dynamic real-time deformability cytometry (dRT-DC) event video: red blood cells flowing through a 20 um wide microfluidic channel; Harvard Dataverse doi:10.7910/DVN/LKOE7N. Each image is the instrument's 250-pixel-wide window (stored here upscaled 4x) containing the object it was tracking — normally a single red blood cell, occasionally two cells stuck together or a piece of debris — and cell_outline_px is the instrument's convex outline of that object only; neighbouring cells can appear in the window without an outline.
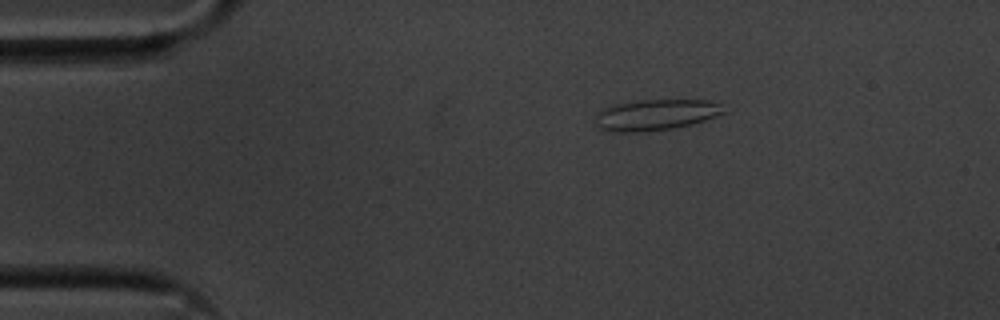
{"species": "common noctule bat (a hibernating species)", "species_latin": "Nyctalus noctula", "temperature_condition": "cold", "stored_images_in_passage": 47, "camera_frame_rate_fps": 3000, "um_per_image_px": 0.085, "animal": {"sex": "male", "body_mass_g": 20.1, "forearm_length_mm": 53.5}, "frame": {"image": 1, "passage_image": 1, "time_ms": 0.0, "image_size_px": [1000, 320], "cell_outline_px": [[728, 112], [692, 124], [672, 128], [644, 132], [612, 132], [600, 128], [596, 124], [596, 116], [604, 108], [612, 104], [636, 100], [708, 100], [720, 104]], "centroid_in_image_um": [55.75, 9.75], "position_along_channel_um": 29.3, "area_um2": 23.24}}
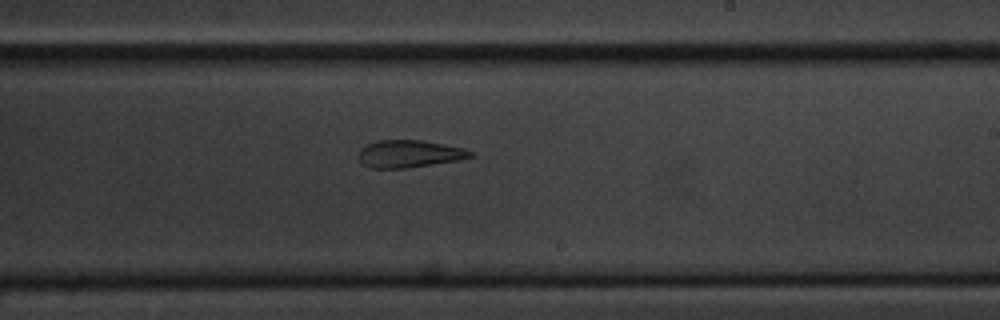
{"frame": {"image": 2, "passage_image": 24, "time_ms": 7.667, "image_size_px": [1000, 320], "cell_outline_px": [[476, 156], [460, 160], [404, 168], [368, 168], [360, 160], [360, 148], [364, 144], [376, 140], [420, 140], [464, 148], [472, 152]], "centroid_in_image_um": [34.78, 13.07], "position_along_channel_um": 254.2, "area_um2": 17.86}}
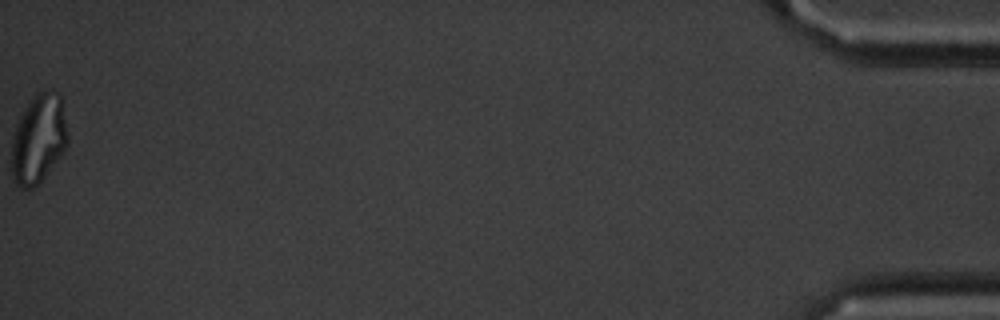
{"frame": {"image": 3, "passage_image": 47, "time_ms": 15.333, "image_size_px": [1000, 320], "cell_outline_px": [[68, 144], [44, 176], [32, 188], [20, 188], [12, 180], [12, 136], [16, 124], [28, 100], [36, 92], [52, 88], [60, 92], [68, 136]], "centroid_in_image_um": [3.26, 11.73], "position_along_channel_um": 431.9, "area_um2": 29.25}, "authors_computed_cell_mechanics": {"area_um2": 19.8832, "velocity_mm_per_s": 3.6065, "shape_relaxation_time_tau1_ms": null, "shape_relaxation_time_tau2_ms": 3.4255, "deformation_change_tau1": null, "deformation_change_tau2": 0.1216}}